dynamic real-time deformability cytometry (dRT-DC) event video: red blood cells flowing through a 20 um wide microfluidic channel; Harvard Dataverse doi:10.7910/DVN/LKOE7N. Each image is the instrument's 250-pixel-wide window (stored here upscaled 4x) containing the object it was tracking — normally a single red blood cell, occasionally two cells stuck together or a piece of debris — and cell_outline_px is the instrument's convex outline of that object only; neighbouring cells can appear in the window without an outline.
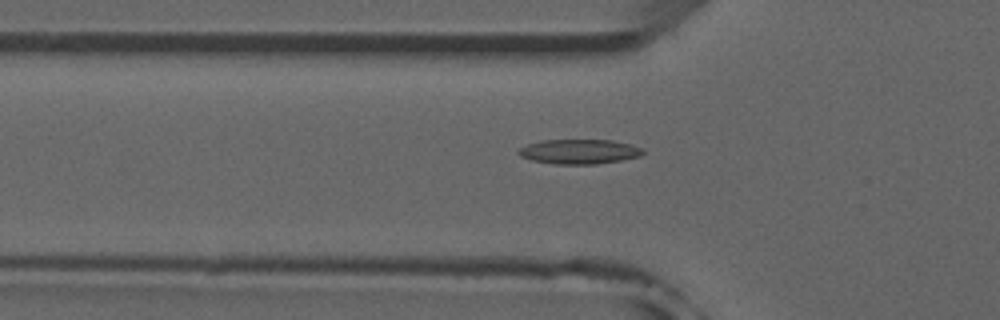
{"species": "common noctule bat (a hibernating species)", "species_latin": "Nyctalus noctula", "temperature_condition": "room temperature", "stored_images_in_passage": 53, "camera_frame_rate_fps": 3000, "um_per_image_px": 0.085, "animal": {"sex": "male", "forearm_length_mm": 52.5}, "frame": {"image": 1, "passage_image": 18, "time_ms": 5.667, "image_size_px": [1000, 320], "cell_outline_px": [[644, 152], [640, 156], [620, 160], [596, 164], [552, 164], [532, 160], [520, 156], [516, 152], [520, 148], [528, 144], [540, 140], [612, 140], [632, 144], [644, 148]], "centroid_in_image_um": [49.24, 12.88], "position_along_channel_um": 76.6, "area_um2": 17.98}}
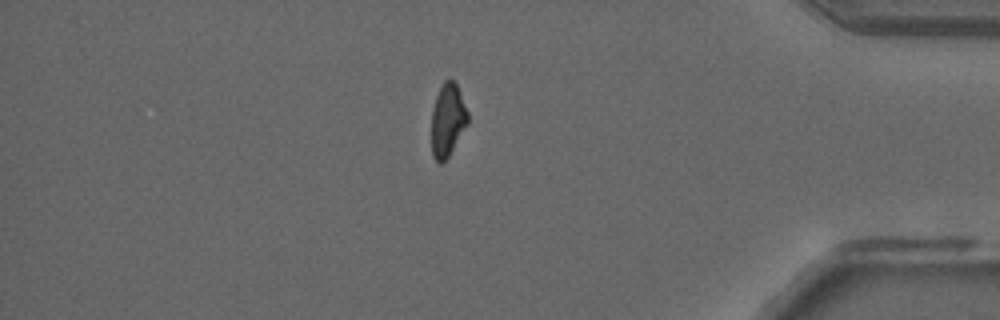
{"frame": {"image": 2, "passage_image": 45, "time_ms": 14.667, "image_size_px": [1000, 320], "cell_outline_px": [[468, 124], [448, 156], [440, 164], [432, 156], [432, 108], [436, 96], [444, 80], [448, 76], [456, 84], [468, 112]], "centroid_in_image_um": [38.04, 10.18], "position_along_channel_um": 397.2, "area_um2": 15.32}}
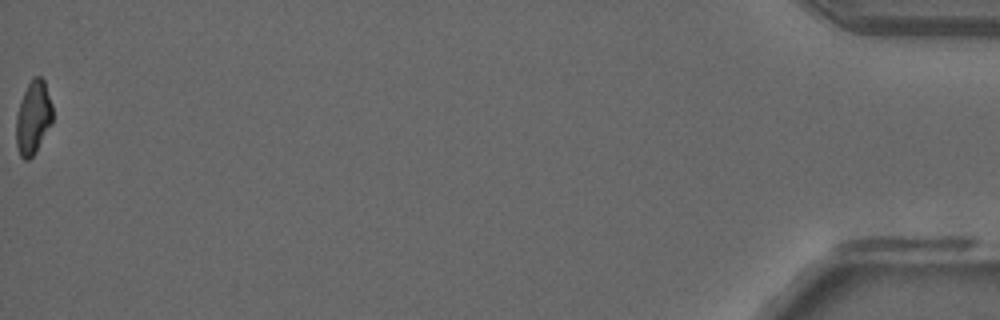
{"frame": {"image": 3, "passage_image": 53, "time_ms": 17.333, "image_size_px": [1000, 320], "cell_outline_px": [[52, 124], [36, 152], [28, 160], [24, 160], [20, 156], [16, 148], [16, 112], [20, 100], [32, 76], [40, 76], [44, 80], [52, 104]], "centroid_in_image_um": [2.81, 10.01], "position_along_channel_um": 432.4, "area_um2": 15.9}, "authors_computed_cell_mechanics": {"area_um2": 16.9354, "velocity_mm_per_s": 3.9323, "shape_relaxation_time_tau1_ms": 11.0053, "shape_relaxation_time_tau2_ms": 5.3345, "deformation_change_tau1": 0.2384, "deformation_change_tau2": 0.1228}}